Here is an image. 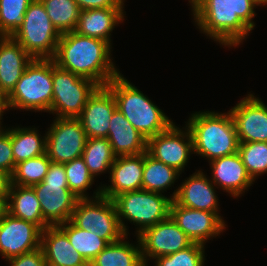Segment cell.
Wrapping results in <instances>:
<instances>
[{"label": "cell", "instance_id": "29", "mask_svg": "<svg viewBox=\"0 0 267 266\" xmlns=\"http://www.w3.org/2000/svg\"><path fill=\"white\" fill-rule=\"evenodd\" d=\"M58 226L66 233L71 245L88 264L109 244L95 233L78 228L70 220Z\"/></svg>", "mask_w": 267, "mask_h": 266}, {"label": "cell", "instance_id": "16", "mask_svg": "<svg viewBox=\"0 0 267 266\" xmlns=\"http://www.w3.org/2000/svg\"><path fill=\"white\" fill-rule=\"evenodd\" d=\"M235 123L239 143L267 142V106L248 94L229 110Z\"/></svg>", "mask_w": 267, "mask_h": 266}, {"label": "cell", "instance_id": "43", "mask_svg": "<svg viewBox=\"0 0 267 266\" xmlns=\"http://www.w3.org/2000/svg\"><path fill=\"white\" fill-rule=\"evenodd\" d=\"M256 1L259 2L261 4V6H263L265 4L267 5V0H256Z\"/></svg>", "mask_w": 267, "mask_h": 266}, {"label": "cell", "instance_id": "24", "mask_svg": "<svg viewBox=\"0 0 267 266\" xmlns=\"http://www.w3.org/2000/svg\"><path fill=\"white\" fill-rule=\"evenodd\" d=\"M124 7L88 9L80 11L75 32L80 35L97 38L111 44V33L124 19Z\"/></svg>", "mask_w": 267, "mask_h": 266}, {"label": "cell", "instance_id": "27", "mask_svg": "<svg viewBox=\"0 0 267 266\" xmlns=\"http://www.w3.org/2000/svg\"><path fill=\"white\" fill-rule=\"evenodd\" d=\"M36 128L11 129V145L15 164L46 153V134L41 137Z\"/></svg>", "mask_w": 267, "mask_h": 266}, {"label": "cell", "instance_id": "9", "mask_svg": "<svg viewBox=\"0 0 267 266\" xmlns=\"http://www.w3.org/2000/svg\"><path fill=\"white\" fill-rule=\"evenodd\" d=\"M94 193L93 198L78 199L70 221L82 230L95 233L109 244L117 242L126 235L121 228L115 203L101 195V187Z\"/></svg>", "mask_w": 267, "mask_h": 266}, {"label": "cell", "instance_id": "36", "mask_svg": "<svg viewBox=\"0 0 267 266\" xmlns=\"http://www.w3.org/2000/svg\"><path fill=\"white\" fill-rule=\"evenodd\" d=\"M204 245L192 243L176 253L157 257L155 266H204Z\"/></svg>", "mask_w": 267, "mask_h": 266}, {"label": "cell", "instance_id": "5", "mask_svg": "<svg viewBox=\"0 0 267 266\" xmlns=\"http://www.w3.org/2000/svg\"><path fill=\"white\" fill-rule=\"evenodd\" d=\"M52 99V59L33 58L8 95L9 108L50 113Z\"/></svg>", "mask_w": 267, "mask_h": 266}, {"label": "cell", "instance_id": "39", "mask_svg": "<svg viewBox=\"0 0 267 266\" xmlns=\"http://www.w3.org/2000/svg\"><path fill=\"white\" fill-rule=\"evenodd\" d=\"M81 11L110 7H124V0H75Z\"/></svg>", "mask_w": 267, "mask_h": 266}, {"label": "cell", "instance_id": "22", "mask_svg": "<svg viewBox=\"0 0 267 266\" xmlns=\"http://www.w3.org/2000/svg\"><path fill=\"white\" fill-rule=\"evenodd\" d=\"M33 58L11 36H0V88L9 95Z\"/></svg>", "mask_w": 267, "mask_h": 266}, {"label": "cell", "instance_id": "37", "mask_svg": "<svg viewBox=\"0 0 267 266\" xmlns=\"http://www.w3.org/2000/svg\"><path fill=\"white\" fill-rule=\"evenodd\" d=\"M15 161L11 145V129H2L0 126V170L13 173Z\"/></svg>", "mask_w": 267, "mask_h": 266}, {"label": "cell", "instance_id": "42", "mask_svg": "<svg viewBox=\"0 0 267 266\" xmlns=\"http://www.w3.org/2000/svg\"><path fill=\"white\" fill-rule=\"evenodd\" d=\"M5 211H6V203L0 199V220Z\"/></svg>", "mask_w": 267, "mask_h": 266}, {"label": "cell", "instance_id": "7", "mask_svg": "<svg viewBox=\"0 0 267 266\" xmlns=\"http://www.w3.org/2000/svg\"><path fill=\"white\" fill-rule=\"evenodd\" d=\"M11 37L32 58L52 59L61 34L52 24L41 0H33L24 14L23 24Z\"/></svg>", "mask_w": 267, "mask_h": 266}, {"label": "cell", "instance_id": "1", "mask_svg": "<svg viewBox=\"0 0 267 266\" xmlns=\"http://www.w3.org/2000/svg\"><path fill=\"white\" fill-rule=\"evenodd\" d=\"M195 23L212 40L236 47L254 29L256 0H189Z\"/></svg>", "mask_w": 267, "mask_h": 266}, {"label": "cell", "instance_id": "4", "mask_svg": "<svg viewBox=\"0 0 267 266\" xmlns=\"http://www.w3.org/2000/svg\"><path fill=\"white\" fill-rule=\"evenodd\" d=\"M117 108L147 140L166 131L173 122L149 98L118 74L107 85Z\"/></svg>", "mask_w": 267, "mask_h": 266}, {"label": "cell", "instance_id": "30", "mask_svg": "<svg viewBox=\"0 0 267 266\" xmlns=\"http://www.w3.org/2000/svg\"><path fill=\"white\" fill-rule=\"evenodd\" d=\"M82 158L88 167L89 173L96 177V175L110 170L116 156L112 151L109 140L97 137L87 139Z\"/></svg>", "mask_w": 267, "mask_h": 266}, {"label": "cell", "instance_id": "19", "mask_svg": "<svg viewBox=\"0 0 267 266\" xmlns=\"http://www.w3.org/2000/svg\"><path fill=\"white\" fill-rule=\"evenodd\" d=\"M143 170L144 153L116 157L109 172L111 185H101V195L113 199L122 193L142 190Z\"/></svg>", "mask_w": 267, "mask_h": 266}, {"label": "cell", "instance_id": "11", "mask_svg": "<svg viewBox=\"0 0 267 266\" xmlns=\"http://www.w3.org/2000/svg\"><path fill=\"white\" fill-rule=\"evenodd\" d=\"M87 139L77 118L56 117L46 133V154L54 163L70 162L82 157Z\"/></svg>", "mask_w": 267, "mask_h": 266}, {"label": "cell", "instance_id": "31", "mask_svg": "<svg viewBox=\"0 0 267 266\" xmlns=\"http://www.w3.org/2000/svg\"><path fill=\"white\" fill-rule=\"evenodd\" d=\"M41 2L60 34L75 31L81 11L75 0H41Z\"/></svg>", "mask_w": 267, "mask_h": 266}, {"label": "cell", "instance_id": "15", "mask_svg": "<svg viewBox=\"0 0 267 266\" xmlns=\"http://www.w3.org/2000/svg\"><path fill=\"white\" fill-rule=\"evenodd\" d=\"M170 217L194 243L203 245L226 228L220 214L183 207L174 200L170 206Z\"/></svg>", "mask_w": 267, "mask_h": 266}, {"label": "cell", "instance_id": "23", "mask_svg": "<svg viewBox=\"0 0 267 266\" xmlns=\"http://www.w3.org/2000/svg\"><path fill=\"white\" fill-rule=\"evenodd\" d=\"M116 157L138 155L147 151V139L116 108L109 122L108 137Z\"/></svg>", "mask_w": 267, "mask_h": 266}, {"label": "cell", "instance_id": "32", "mask_svg": "<svg viewBox=\"0 0 267 266\" xmlns=\"http://www.w3.org/2000/svg\"><path fill=\"white\" fill-rule=\"evenodd\" d=\"M51 162L45 153L41 156L17 163L11 174V184L33 186L41 183L48 172Z\"/></svg>", "mask_w": 267, "mask_h": 266}, {"label": "cell", "instance_id": "38", "mask_svg": "<svg viewBox=\"0 0 267 266\" xmlns=\"http://www.w3.org/2000/svg\"><path fill=\"white\" fill-rule=\"evenodd\" d=\"M10 266H47L41 247L19 256L7 259Z\"/></svg>", "mask_w": 267, "mask_h": 266}, {"label": "cell", "instance_id": "41", "mask_svg": "<svg viewBox=\"0 0 267 266\" xmlns=\"http://www.w3.org/2000/svg\"><path fill=\"white\" fill-rule=\"evenodd\" d=\"M5 110H9L8 95L0 88V120ZM2 122L0 121V125Z\"/></svg>", "mask_w": 267, "mask_h": 266}, {"label": "cell", "instance_id": "3", "mask_svg": "<svg viewBox=\"0 0 267 266\" xmlns=\"http://www.w3.org/2000/svg\"><path fill=\"white\" fill-rule=\"evenodd\" d=\"M193 140V152L209 161L238 152L239 140L231 113L211 111L191 114L186 124Z\"/></svg>", "mask_w": 267, "mask_h": 266}, {"label": "cell", "instance_id": "8", "mask_svg": "<svg viewBox=\"0 0 267 266\" xmlns=\"http://www.w3.org/2000/svg\"><path fill=\"white\" fill-rule=\"evenodd\" d=\"M31 187L40 201L43 218L50 226L71 219L79 198L69 190L64 164L51 162L43 181Z\"/></svg>", "mask_w": 267, "mask_h": 266}, {"label": "cell", "instance_id": "21", "mask_svg": "<svg viewBox=\"0 0 267 266\" xmlns=\"http://www.w3.org/2000/svg\"><path fill=\"white\" fill-rule=\"evenodd\" d=\"M40 247L47 266H89L58 225L41 231Z\"/></svg>", "mask_w": 267, "mask_h": 266}, {"label": "cell", "instance_id": "34", "mask_svg": "<svg viewBox=\"0 0 267 266\" xmlns=\"http://www.w3.org/2000/svg\"><path fill=\"white\" fill-rule=\"evenodd\" d=\"M33 0H0V36H12L23 24Z\"/></svg>", "mask_w": 267, "mask_h": 266}, {"label": "cell", "instance_id": "25", "mask_svg": "<svg viewBox=\"0 0 267 266\" xmlns=\"http://www.w3.org/2000/svg\"><path fill=\"white\" fill-rule=\"evenodd\" d=\"M6 211L14 217L36 224L41 230L50 226L43 218L40 201L31 186L11 184Z\"/></svg>", "mask_w": 267, "mask_h": 266}, {"label": "cell", "instance_id": "17", "mask_svg": "<svg viewBox=\"0 0 267 266\" xmlns=\"http://www.w3.org/2000/svg\"><path fill=\"white\" fill-rule=\"evenodd\" d=\"M116 108L112 91L107 86H98L77 117L87 138L108 137L109 122Z\"/></svg>", "mask_w": 267, "mask_h": 266}, {"label": "cell", "instance_id": "14", "mask_svg": "<svg viewBox=\"0 0 267 266\" xmlns=\"http://www.w3.org/2000/svg\"><path fill=\"white\" fill-rule=\"evenodd\" d=\"M41 229L5 211L0 220V254L10 259L40 247Z\"/></svg>", "mask_w": 267, "mask_h": 266}, {"label": "cell", "instance_id": "18", "mask_svg": "<svg viewBox=\"0 0 267 266\" xmlns=\"http://www.w3.org/2000/svg\"><path fill=\"white\" fill-rule=\"evenodd\" d=\"M204 175L197 171L190 175L187 180L174 190L170 196L179 205L191 209L202 210L219 214L218 197L215 193L216 185ZM215 186V187H214Z\"/></svg>", "mask_w": 267, "mask_h": 266}, {"label": "cell", "instance_id": "33", "mask_svg": "<svg viewBox=\"0 0 267 266\" xmlns=\"http://www.w3.org/2000/svg\"><path fill=\"white\" fill-rule=\"evenodd\" d=\"M238 154L250 177L267 173V142L239 143Z\"/></svg>", "mask_w": 267, "mask_h": 266}, {"label": "cell", "instance_id": "20", "mask_svg": "<svg viewBox=\"0 0 267 266\" xmlns=\"http://www.w3.org/2000/svg\"><path fill=\"white\" fill-rule=\"evenodd\" d=\"M210 164L213 174L210 180L217 188L220 186L231 196L238 197L255 182L248 174L238 152L213 159Z\"/></svg>", "mask_w": 267, "mask_h": 266}, {"label": "cell", "instance_id": "10", "mask_svg": "<svg viewBox=\"0 0 267 266\" xmlns=\"http://www.w3.org/2000/svg\"><path fill=\"white\" fill-rule=\"evenodd\" d=\"M53 99L50 113L58 118H77L98 85L58 68L52 59Z\"/></svg>", "mask_w": 267, "mask_h": 266}, {"label": "cell", "instance_id": "6", "mask_svg": "<svg viewBox=\"0 0 267 266\" xmlns=\"http://www.w3.org/2000/svg\"><path fill=\"white\" fill-rule=\"evenodd\" d=\"M121 228L128 236V228L123 219L139 226L137 235L170 216L172 198L161 193L138 190L119 194L113 199Z\"/></svg>", "mask_w": 267, "mask_h": 266}, {"label": "cell", "instance_id": "13", "mask_svg": "<svg viewBox=\"0 0 267 266\" xmlns=\"http://www.w3.org/2000/svg\"><path fill=\"white\" fill-rule=\"evenodd\" d=\"M182 131L174 123L164 132L147 140V153L182 173L193 154V140L187 127Z\"/></svg>", "mask_w": 267, "mask_h": 266}, {"label": "cell", "instance_id": "2", "mask_svg": "<svg viewBox=\"0 0 267 266\" xmlns=\"http://www.w3.org/2000/svg\"><path fill=\"white\" fill-rule=\"evenodd\" d=\"M110 54L109 42L72 31L61 34L52 59L62 70L92 80L98 86H106L120 74Z\"/></svg>", "mask_w": 267, "mask_h": 266}, {"label": "cell", "instance_id": "40", "mask_svg": "<svg viewBox=\"0 0 267 266\" xmlns=\"http://www.w3.org/2000/svg\"><path fill=\"white\" fill-rule=\"evenodd\" d=\"M11 187V175L5 171L0 170V199L7 202L9 191Z\"/></svg>", "mask_w": 267, "mask_h": 266}, {"label": "cell", "instance_id": "12", "mask_svg": "<svg viewBox=\"0 0 267 266\" xmlns=\"http://www.w3.org/2000/svg\"><path fill=\"white\" fill-rule=\"evenodd\" d=\"M136 237L140 242L145 266L148 265L147 260L176 253L193 243L170 216L144 229Z\"/></svg>", "mask_w": 267, "mask_h": 266}, {"label": "cell", "instance_id": "28", "mask_svg": "<svg viewBox=\"0 0 267 266\" xmlns=\"http://www.w3.org/2000/svg\"><path fill=\"white\" fill-rule=\"evenodd\" d=\"M180 172L154 159L147 151L144 152V170L142 190L163 193L174 184Z\"/></svg>", "mask_w": 267, "mask_h": 266}, {"label": "cell", "instance_id": "26", "mask_svg": "<svg viewBox=\"0 0 267 266\" xmlns=\"http://www.w3.org/2000/svg\"><path fill=\"white\" fill-rule=\"evenodd\" d=\"M125 239L127 236L108 244L89 266H145L138 237L137 246L130 244Z\"/></svg>", "mask_w": 267, "mask_h": 266}, {"label": "cell", "instance_id": "35", "mask_svg": "<svg viewBox=\"0 0 267 266\" xmlns=\"http://www.w3.org/2000/svg\"><path fill=\"white\" fill-rule=\"evenodd\" d=\"M66 179L69 190L79 199L90 198L86 194L88 188L94 183V177L89 173L88 167L82 157L64 163Z\"/></svg>", "mask_w": 267, "mask_h": 266}]
</instances>
